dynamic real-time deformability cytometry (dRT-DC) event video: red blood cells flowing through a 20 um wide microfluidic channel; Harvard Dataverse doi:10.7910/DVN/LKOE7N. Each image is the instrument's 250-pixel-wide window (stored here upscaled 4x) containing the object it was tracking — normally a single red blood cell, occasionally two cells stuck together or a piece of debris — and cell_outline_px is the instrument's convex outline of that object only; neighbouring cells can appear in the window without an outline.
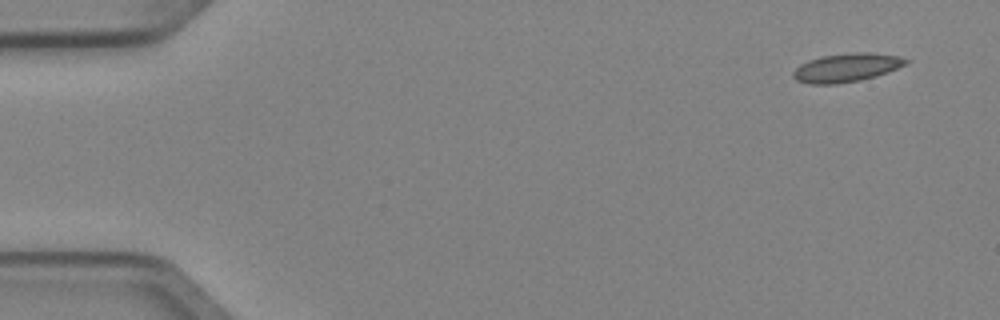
{"species": "Egyptian fruit bat (a non-hibernating species)", "species_latin": "Rousettus aegyptiacus", "temperature_condition": "cold", "stored_images_in_passage": 5, "camera_frame_rate_fps": 3000, "um_per_image_px": 0.085, "animal": {"sex": "female"}, "frame": {"image": 1, "passage_image": 1, "time_ms": 0.0, "image_size_px": [1000, 320], "cell_outline_px": [[912, 60], [908, 64], [888, 72], [876, 76], [860, 80], [836, 84], [808, 84], [796, 80], [792, 76], [792, 72], [800, 64], [808, 60], [824, 56], [856, 52], [868, 52], [900, 56]], "centroid_in_image_um": [71.99, 5.75], "position_along_channel_um": 13.0, "area_um2": 18.9}}
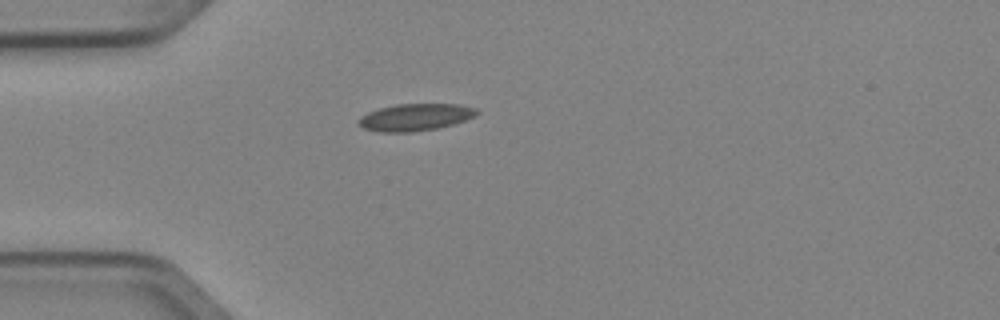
{"frame": {"image": 2, "passage_image": 4, "time_ms": 1.0, "image_size_px": [1000, 320], "cell_outline_px": [[480, 112], [476, 116], [452, 124], [436, 128], [412, 132], [380, 132], [364, 128], [356, 124], [356, 120], [360, 116], [368, 112], [380, 108], [396, 104], [460, 104], [476, 108]], "centroid_in_image_um": [35.27, 9.96], "position_along_channel_um": 49.7, "area_um2": 18.73}}